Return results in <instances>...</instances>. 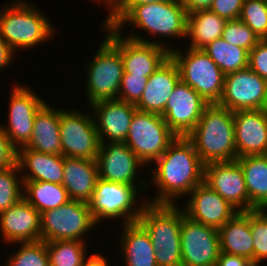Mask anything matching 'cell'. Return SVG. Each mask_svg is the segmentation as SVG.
<instances>
[{
    "label": "cell",
    "instance_id": "6da1fadb",
    "mask_svg": "<svg viewBox=\"0 0 267 266\" xmlns=\"http://www.w3.org/2000/svg\"><path fill=\"white\" fill-rule=\"evenodd\" d=\"M154 164L151 180L157 194L147 203L179 204L175 200L188 197L204 181V164L187 137L177 136Z\"/></svg>",
    "mask_w": 267,
    "mask_h": 266
},
{
    "label": "cell",
    "instance_id": "7a4b0ae2",
    "mask_svg": "<svg viewBox=\"0 0 267 266\" xmlns=\"http://www.w3.org/2000/svg\"><path fill=\"white\" fill-rule=\"evenodd\" d=\"M103 23L111 25L118 32L124 29L125 23H130L152 36L187 39V11L180 0L114 5Z\"/></svg>",
    "mask_w": 267,
    "mask_h": 266
},
{
    "label": "cell",
    "instance_id": "3957f363",
    "mask_svg": "<svg viewBox=\"0 0 267 266\" xmlns=\"http://www.w3.org/2000/svg\"><path fill=\"white\" fill-rule=\"evenodd\" d=\"M186 137L204 165L237 159L233 112L219 104H208Z\"/></svg>",
    "mask_w": 267,
    "mask_h": 266
},
{
    "label": "cell",
    "instance_id": "277c9868",
    "mask_svg": "<svg viewBox=\"0 0 267 266\" xmlns=\"http://www.w3.org/2000/svg\"><path fill=\"white\" fill-rule=\"evenodd\" d=\"M184 214L178 204L144 206L138 222L151 238L157 266H182L180 230Z\"/></svg>",
    "mask_w": 267,
    "mask_h": 266
},
{
    "label": "cell",
    "instance_id": "5b68a950",
    "mask_svg": "<svg viewBox=\"0 0 267 266\" xmlns=\"http://www.w3.org/2000/svg\"><path fill=\"white\" fill-rule=\"evenodd\" d=\"M27 1L16 0L0 10V37L13 50L31 49L52 39L55 27L39 9Z\"/></svg>",
    "mask_w": 267,
    "mask_h": 266
},
{
    "label": "cell",
    "instance_id": "8992f818",
    "mask_svg": "<svg viewBox=\"0 0 267 266\" xmlns=\"http://www.w3.org/2000/svg\"><path fill=\"white\" fill-rule=\"evenodd\" d=\"M177 63L180 79L192 87L207 104H218L223 94L225 74L202 50L190 48L183 53L179 48L170 51Z\"/></svg>",
    "mask_w": 267,
    "mask_h": 266
},
{
    "label": "cell",
    "instance_id": "52a82bcc",
    "mask_svg": "<svg viewBox=\"0 0 267 266\" xmlns=\"http://www.w3.org/2000/svg\"><path fill=\"white\" fill-rule=\"evenodd\" d=\"M107 31L105 37L120 51L123 61V73L150 77L170 56L173 49L165 41L145 39L142 36L131 34L123 36L111 25L103 24ZM124 37V38H123Z\"/></svg>",
    "mask_w": 267,
    "mask_h": 266
},
{
    "label": "cell",
    "instance_id": "ba28073f",
    "mask_svg": "<svg viewBox=\"0 0 267 266\" xmlns=\"http://www.w3.org/2000/svg\"><path fill=\"white\" fill-rule=\"evenodd\" d=\"M136 185L107 181L98 177L88 202L91 216L98 224L106 219H123L122 224L137 222L147 201L136 205Z\"/></svg>",
    "mask_w": 267,
    "mask_h": 266
},
{
    "label": "cell",
    "instance_id": "9c48e42d",
    "mask_svg": "<svg viewBox=\"0 0 267 266\" xmlns=\"http://www.w3.org/2000/svg\"><path fill=\"white\" fill-rule=\"evenodd\" d=\"M85 71H87L85 92L90 105L118 97L124 72L120 51L106 38Z\"/></svg>",
    "mask_w": 267,
    "mask_h": 266
},
{
    "label": "cell",
    "instance_id": "30bf717a",
    "mask_svg": "<svg viewBox=\"0 0 267 266\" xmlns=\"http://www.w3.org/2000/svg\"><path fill=\"white\" fill-rule=\"evenodd\" d=\"M176 137L160 114L137 109L125 143L148 167L167 150Z\"/></svg>",
    "mask_w": 267,
    "mask_h": 266
},
{
    "label": "cell",
    "instance_id": "8fae6325",
    "mask_svg": "<svg viewBox=\"0 0 267 266\" xmlns=\"http://www.w3.org/2000/svg\"><path fill=\"white\" fill-rule=\"evenodd\" d=\"M41 241L79 240L96 227L91 216L89 204L70 200L58 208L46 210L40 214Z\"/></svg>",
    "mask_w": 267,
    "mask_h": 266
},
{
    "label": "cell",
    "instance_id": "7c38bea8",
    "mask_svg": "<svg viewBox=\"0 0 267 266\" xmlns=\"http://www.w3.org/2000/svg\"><path fill=\"white\" fill-rule=\"evenodd\" d=\"M91 113L74 109L60 112L62 156L96 160L101 143Z\"/></svg>",
    "mask_w": 267,
    "mask_h": 266
},
{
    "label": "cell",
    "instance_id": "4fadbf2b",
    "mask_svg": "<svg viewBox=\"0 0 267 266\" xmlns=\"http://www.w3.org/2000/svg\"><path fill=\"white\" fill-rule=\"evenodd\" d=\"M267 100V80L249 67L225 75L219 105L232 112L263 109Z\"/></svg>",
    "mask_w": 267,
    "mask_h": 266
},
{
    "label": "cell",
    "instance_id": "5bb4252c",
    "mask_svg": "<svg viewBox=\"0 0 267 266\" xmlns=\"http://www.w3.org/2000/svg\"><path fill=\"white\" fill-rule=\"evenodd\" d=\"M13 86L9 99L8 123L1 127L10 142L19 149L30 140L35 116L46 101L30 87L21 84Z\"/></svg>",
    "mask_w": 267,
    "mask_h": 266
},
{
    "label": "cell",
    "instance_id": "9a60e30c",
    "mask_svg": "<svg viewBox=\"0 0 267 266\" xmlns=\"http://www.w3.org/2000/svg\"><path fill=\"white\" fill-rule=\"evenodd\" d=\"M180 237L182 266H215L221 252L217 229L184 214Z\"/></svg>",
    "mask_w": 267,
    "mask_h": 266
},
{
    "label": "cell",
    "instance_id": "2e32d148",
    "mask_svg": "<svg viewBox=\"0 0 267 266\" xmlns=\"http://www.w3.org/2000/svg\"><path fill=\"white\" fill-rule=\"evenodd\" d=\"M207 105L192 87L180 79L161 116L176 136L186 137L198 123Z\"/></svg>",
    "mask_w": 267,
    "mask_h": 266
},
{
    "label": "cell",
    "instance_id": "e0dca14e",
    "mask_svg": "<svg viewBox=\"0 0 267 266\" xmlns=\"http://www.w3.org/2000/svg\"><path fill=\"white\" fill-rule=\"evenodd\" d=\"M204 182L237 211H249L244 174L237 160L204 165Z\"/></svg>",
    "mask_w": 267,
    "mask_h": 266
},
{
    "label": "cell",
    "instance_id": "ac0fdd59",
    "mask_svg": "<svg viewBox=\"0 0 267 266\" xmlns=\"http://www.w3.org/2000/svg\"><path fill=\"white\" fill-rule=\"evenodd\" d=\"M96 162L99 178L129 185H136L137 173L145 166L125 142L101 143Z\"/></svg>",
    "mask_w": 267,
    "mask_h": 266
},
{
    "label": "cell",
    "instance_id": "d6986e66",
    "mask_svg": "<svg viewBox=\"0 0 267 266\" xmlns=\"http://www.w3.org/2000/svg\"><path fill=\"white\" fill-rule=\"evenodd\" d=\"M188 197L184 207L181 206L185 215L217 230L238 212L204 181Z\"/></svg>",
    "mask_w": 267,
    "mask_h": 266
},
{
    "label": "cell",
    "instance_id": "ffe728a7",
    "mask_svg": "<svg viewBox=\"0 0 267 266\" xmlns=\"http://www.w3.org/2000/svg\"><path fill=\"white\" fill-rule=\"evenodd\" d=\"M2 240L7 244L41 241L40 213L24 198L0 213Z\"/></svg>",
    "mask_w": 267,
    "mask_h": 266
},
{
    "label": "cell",
    "instance_id": "44dd1931",
    "mask_svg": "<svg viewBox=\"0 0 267 266\" xmlns=\"http://www.w3.org/2000/svg\"><path fill=\"white\" fill-rule=\"evenodd\" d=\"M89 107L93 111L100 143H106L107 140V143L125 142L137 110L134 104L115 99L96 102Z\"/></svg>",
    "mask_w": 267,
    "mask_h": 266
},
{
    "label": "cell",
    "instance_id": "7402d4cb",
    "mask_svg": "<svg viewBox=\"0 0 267 266\" xmlns=\"http://www.w3.org/2000/svg\"><path fill=\"white\" fill-rule=\"evenodd\" d=\"M237 158L267 155V119L263 109L233 112Z\"/></svg>",
    "mask_w": 267,
    "mask_h": 266
},
{
    "label": "cell",
    "instance_id": "603a6c76",
    "mask_svg": "<svg viewBox=\"0 0 267 266\" xmlns=\"http://www.w3.org/2000/svg\"><path fill=\"white\" fill-rule=\"evenodd\" d=\"M179 80L180 71L177 63L169 56L148 78L142 97L135 107L140 111L161 115Z\"/></svg>",
    "mask_w": 267,
    "mask_h": 266
},
{
    "label": "cell",
    "instance_id": "cb8c5ba5",
    "mask_svg": "<svg viewBox=\"0 0 267 266\" xmlns=\"http://www.w3.org/2000/svg\"><path fill=\"white\" fill-rule=\"evenodd\" d=\"M17 164L22 173V181L62 184L64 176V156L62 155L41 153L23 146L17 149Z\"/></svg>",
    "mask_w": 267,
    "mask_h": 266
},
{
    "label": "cell",
    "instance_id": "d4e9b609",
    "mask_svg": "<svg viewBox=\"0 0 267 266\" xmlns=\"http://www.w3.org/2000/svg\"><path fill=\"white\" fill-rule=\"evenodd\" d=\"M98 179L96 160L64 157V176L62 185L70 200L88 203L92 198Z\"/></svg>",
    "mask_w": 267,
    "mask_h": 266
},
{
    "label": "cell",
    "instance_id": "484cf974",
    "mask_svg": "<svg viewBox=\"0 0 267 266\" xmlns=\"http://www.w3.org/2000/svg\"><path fill=\"white\" fill-rule=\"evenodd\" d=\"M47 102L37 112L30 140L24 146L41 153L62 155L60 134V112Z\"/></svg>",
    "mask_w": 267,
    "mask_h": 266
},
{
    "label": "cell",
    "instance_id": "4316f807",
    "mask_svg": "<svg viewBox=\"0 0 267 266\" xmlns=\"http://www.w3.org/2000/svg\"><path fill=\"white\" fill-rule=\"evenodd\" d=\"M218 232L221 252L246 257L254 264L250 211H238Z\"/></svg>",
    "mask_w": 267,
    "mask_h": 266
},
{
    "label": "cell",
    "instance_id": "83f0119b",
    "mask_svg": "<svg viewBox=\"0 0 267 266\" xmlns=\"http://www.w3.org/2000/svg\"><path fill=\"white\" fill-rule=\"evenodd\" d=\"M124 229V230H123ZM120 250L127 266H157L151 238L137 221L123 224ZM124 233V234H123ZM122 249V250H121Z\"/></svg>",
    "mask_w": 267,
    "mask_h": 266
},
{
    "label": "cell",
    "instance_id": "f1b7e54d",
    "mask_svg": "<svg viewBox=\"0 0 267 266\" xmlns=\"http://www.w3.org/2000/svg\"><path fill=\"white\" fill-rule=\"evenodd\" d=\"M241 166L249 196V211L267 208V155L236 159Z\"/></svg>",
    "mask_w": 267,
    "mask_h": 266
},
{
    "label": "cell",
    "instance_id": "f546056e",
    "mask_svg": "<svg viewBox=\"0 0 267 266\" xmlns=\"http://www.w3.org/2000/svg\"><path fill=\"white\" fill-rule=\"evenodd\" d=\"M226 19L219 17L209 9L187 13L188 47L203 49L215 39L222 38Z\"/></svg>",
    "mask_w": 267,
    "mask_h": 266
},
{
    "label": "cell",
    "instance_id": "4dcf8cb0",
    "mask_svg": "<svg viewBox=\"0 0 267 266\" xmlns=\"http://www.w3.org/2000/svg\"><path fill=\"white\" fill-rule=\"evenodd\" d=\"M23 198L40 214L70 201L62 184L45 181H23Z\"/></svg>",
    "mask_w": 267,
    "mask_h": 266
},
{
    "label": "cell",
    "instance_id": "1f68e13d",
    "mask_svg": "<svg viewBox=\"0 0 267 266\" xmlns=\"http://www.w3.org/2000/svg\"><path fill=\"white\" fill-rule=\"evenodd\" d=\"M225 75L247 68L249 51L229 44L223 38L215 39L202 49Z\"/></svg>",
    "mask_w": 267,
    "mask_h": 266
},
{
    "label": "cell",
    "instance_id": "d6a6232c",
    "mask_svg": "<svg viewBox=\"0 0 267 266\" xmlns=\"http://www.w3.org/2000/svg\"><path fill=\"white\" fill-rule=\"evenodd\" d=\"M84 241L55 240L46 242L49 266H83L87 259Z\"/></svg>",
    "mask_w": 267,
    "mask_h": 266
},
{
    "label": "cell",
    "instance_id": "836d02e7",
    "mask_svg": "<svg viewBox=\"0 0 267 266\" xmlns=\"http://www.w3.org/2000/svg\"><path fill=\"white\" fill-rule=\"evenodd\" d=\"M17 173H20L18 164L0 170V213L23 198V181Z\"/></svg>",
    "mask_w": 267,
    "mask_h": 266
},
{
    "label": "cell",
    "instance_id": "e575fe53",
    "mask_svg": "<svg viewBox=\"0 0 267 266\" xmlns=\"http://www.w3.org/2000/svg\"><path fill=\"white\" fill-rule=\"evenodd\" d=\"M19 247L7 258L5 266H49L46 242L19 243Z\"/></svg>",
    "mask_w": 267,
    "mask_h": 266
},
{
    "label": "cell",
    "instance_id": "d590c367",
    "mask_svg": "<svg viewBox=\"0 0 267 266\" xmlns=\"http://www.w3.org/2000/svg\"><path fill=\"white\" fill-rule=\"evenodd\" d=\"M239 19L259 39L267 38V0H244Z\"/></svg>",
    "mask_w": 267,
    "mask_h": 266
},
{
    "label": "cell",
    "instance_id": "8d00e7d4",
    "mask_svg": "<svg viewBox=\"0 0 267 266\" xmlns=\"http://www.w3.org/2000/svg\"><path fill=\"white\" fill-rule=\"evenodd\" d=\"M250 229L254 246V265L267 260V209L250 211Z\"/></svg>",
    "mask_w": 267,
    "mask_h": 266
},
{
    "label": "cell",
    "instance_id": "74e56055",
    "mask_svg": "<svg viewBox=\"0 0 267 266\" xmlns=\"http://www.w3.org/2000/svg\"><path fill=\"white\" fill-rule=\"evenodd\" d=\"M222 38L227 43L252 50L260 40L257 35L240 19L227 20Z\"/></svg>",
    "mask_w": 267,
    "mask_h": 266
},
{
    "label": "cell",
    "instance_id": "f35d334b",
    "mask_svg": "<svg viewBox=\"0 0 267 266\" xmlns=\"http://www.w3.org/2000/svg\"><path fill=\"white\" fill-rule=\"evenodd\" d=\"M148 78L123 73L117 99L136 105L142 97Z\"/></svg>",
    "mask_w": 267,
    "mask_h": 266
},
{
    "label": "cell",
    "instance_id": "ab89813d",
    "mask_svg": "<svg viewBox=\"0 0 267 266\" xmlns=\"http://www.w3.org/2000/svg\"><path fill=\"white\" fill-rule=\"evenodd\" d=\"M248 67L256 74L267 80V40L260 39L256 46L249 51Z\"/></svg>",
    "mask_w": 267,
    "mask_h": 266
},
{
    "label": "cell",
    "instance_id": "60d3db41",
    "mask_svg": "<svg viewBox=\"0 0 267 266\" xmlns=\"http://www.w3.org/2000/svg\"><path fill=\"white\" fill-rule=\"evenodd\" d=\"M244 0H213L209 10L226 20L239 19Z\"/></svg>",
    "mask_w": 267,
    "mask_h": 266
},
{
    "label": "cell",
    "instance_id": "b9f144b4",
    "mask_svg": "<svg viewBox=\"0 0 267 266\" xmlns=\"http://www.w3.org/2000/svg\"><path fill=\"white\" fill-rule=\"evenodd\" d=\"M17 164V148L10 142L0 125V170Z\"/></svg>",
    "mask_w": 267,
    "mask_h": 266
},
{
    "label": "cell",
    "instance_id": "7bdbcfd3",
    "mask_svg": "<svg viewBox=\"0 0 267 266\" xmlns=\"http://www.w3.org/2000/svg\"><path fill=\"white\" fill-rule=\"evenodd\" d=\"M215 266H255L251 260L243 256L220 252Z\"/></svg>",
    "mask_w": 267,
    "mask_h": 266
},
{
    "label": "cell",
    "instance_id": "ee69618b",
    "mask_svg": "<svg viewBox=\"0 0 267 266\" xmlns=\"http://www.w3.org/2000/svg\"><path fill=\"white\" fill-rule=\"evenodd\" d=\"M14 53L13 48L0 37V70L11 64Z\"/></svg>",
    "mask_w": 267,
    "mask_h": 266
},
{
    "label": "cell",
    "instance_id": "f6af8a7d",
    "mask_svg": "<svg viewBox=\"0 0 267 266\" xmlns=\"http://www.w3.org/2000/svg\"><path fill=\"white\" fill-rule=\"evenodd\" d=\"M180 2L186 8L187 13H191L197 10L209 9L213 0H180Z\"/></svg>",
    "mask_w": 267,
    "mask_h": 266
},
{
    "label": "cell",
    "instance_id": "bcb514c9",
    "mask_svg": "<svg viewBox=\"0 0 267 266\" xmlns=\"http://www.w3.org/2000/svg\"><path fill=\"white\" fill-rule=\"evenodd\" d=\"M83 266H110L108 265L107 258L100 255L99 253H93L89 255L85 260Z\"/></svg>",
    "mask_w": 267,
    "mask_h": 266
},
{
    "label": "cell",
    "instance_id": "7dc6e473",
    "mask_svg": "<svg viewBox=\"0 0 267 266\" xmlns=\"http://www.w3.org/2000/svg\"><path fill=\"white\" fill-rule=\"evenodd\" d=\"M169 0H118L114 5H140L149 3H158Z\"/></svg>",
    "mask_w": 267,
    "mask_h": 266
},
{
    "label": "cell",
    "instance_id": "c3c4849f",
    "mask_svg": "<svg viewBox=\"0 0 267 266\" xmlns=\"http://www.w3.org/2000/svg\"><path fill=\"white\" fill-rule=\"evenodd\" d=\"M95 2L99 1V2H103L104 4H107L109 7V10L114 6V4L118 1V0H93Z\"/></svg>",
    "mask_w": 267,
    "mask_h": 266
},
{
    "label": "cell",
    "instance_id": "681fc988",
    "mask_svg": "<svg viewBox=\"0 0 267 266\" xmlns=\"http://www.w3.org/2000/svg\"><path fill=\"white\" fill-rule=\"evenodd\" d=\"M263 111H264L266 119H267V100H266V103H265V105L263 107Z\"/></svg>",
    "mask_w": 267,
    "mask_h": 266
}]
</instances>
